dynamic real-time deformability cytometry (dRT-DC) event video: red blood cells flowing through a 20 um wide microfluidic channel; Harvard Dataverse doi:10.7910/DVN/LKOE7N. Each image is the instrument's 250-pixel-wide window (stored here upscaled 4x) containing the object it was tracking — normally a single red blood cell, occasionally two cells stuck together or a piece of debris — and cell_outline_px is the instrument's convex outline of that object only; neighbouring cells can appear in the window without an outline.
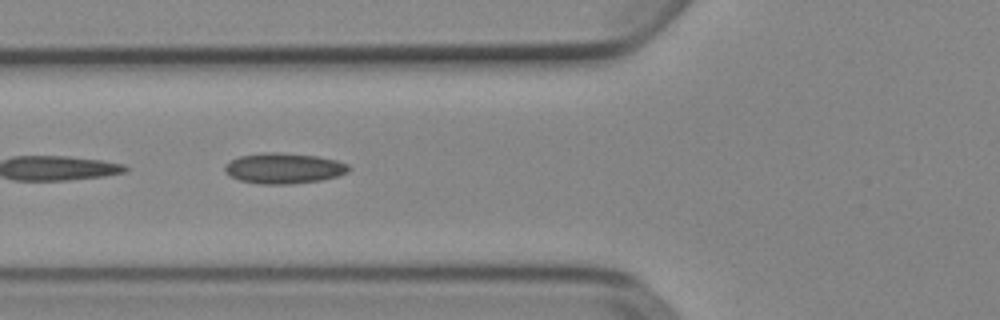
{"species": "Egyptian fruit bat (a non-hibernating species)", "species_latin": "Rousettus aegyptiacus", "temperature_condition": "cold", "stored_images_in_passage": 5, "camera_frame_rate_fps": 3000, "um_per_image_px": 0.085, "animal": {"sex": "female"}, "frame": {"image": 1, "passage_image": 4, "time_ms": 1.0, "image_size_px": [1000, 320], "cell_outline_px": [[352, 168], [348, 172], [336, 176], [320, 180], [292, 184], [260, 184], [240, 180], [224, 172], [224, 164], [240, 156], [264, 152], [276, 152], [316, 156], [336, 160], [348, 164]], "centroid_in_image_um": [24.12, 14.3], "position_along_channel_um": 101.7, "area_um2": 22.02}}